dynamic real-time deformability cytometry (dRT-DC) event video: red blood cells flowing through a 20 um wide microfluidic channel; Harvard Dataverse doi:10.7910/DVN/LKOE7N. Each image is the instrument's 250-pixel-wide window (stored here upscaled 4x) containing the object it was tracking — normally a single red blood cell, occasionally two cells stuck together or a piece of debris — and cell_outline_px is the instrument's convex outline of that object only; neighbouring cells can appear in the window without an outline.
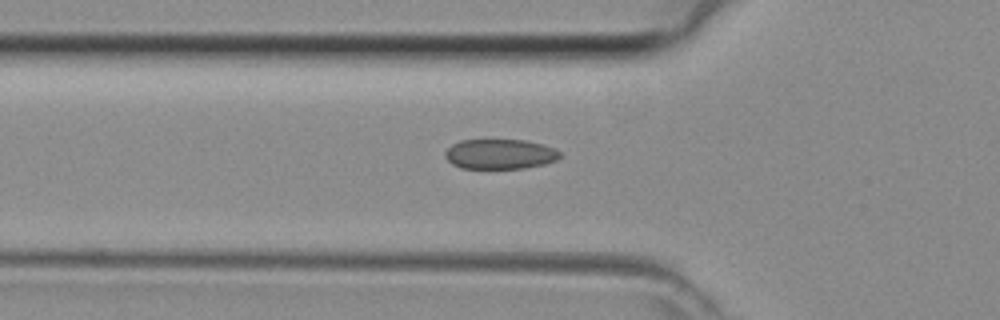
{"species": "common noctule bat (a hibernating species)", "species_latin": "Nyctalus noctula", "temperature_condition": "room temperature", "stored_images_in_passage": 31, "camera_frame_rate_fps": 3000, "um_per_image_px": 0.085, "animal": {"sex": "female", "body_mass_g": 29.2, "forearm_length_mm": 56.3}, "frame": {"image": 1, "passage_image": 2, "time_ms": 0.333, "image_size_px": [1000, 320], "cell_outline_px": [[560, 156], [556, 160], [544, 164], [524, 168], [460, 168], [452, 164], [444, 156], [444, 152], [452, 144], [460, 140], [524, 140], [540, 144], [552, 148], [560, 152]], "centroid_in_image_um": [42.45, 13.1], "position_along_channel_um": 83.4, "area_um2": 19.88}}
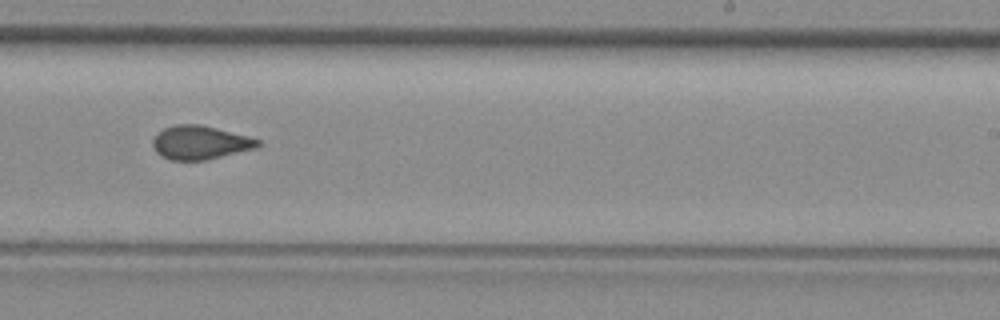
{"frame": {"image": 2, "passage_image": 14, "time_ms": 4.333, "image_size_px": [1000, 320], "cell_outline_px": [[260, 144], [256, 148], [208, 160], [172, 160], [160, 156], [156, 152], [152, 144], [152, 140], [164, 128], [176, 124], [200, 124], [248, 136], [260, 140]], "centroid_in_image_um": [17.01, 12.12], "position_along_channel_um": 272.0, "area_um2": 20.58}}
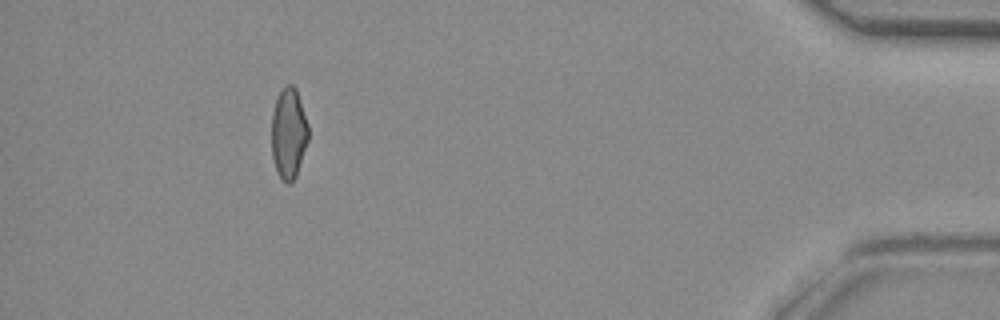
{"frame": {"image": 3, "passage_image": 27, "time_ms": 8.667, "image_size_px": [1000, 320], "cell_outline_px": [[308, 140], [296, 176], [288, 184], [276, 172], [272, 156], [272, 112], [276, 100], [284, 84], [292, 84], [296, 88], [308, 124]], "centroid_in_image_um": [24.53, 11.31], "position_along_channel_um": 410.7, "area_um2": 19.36}}